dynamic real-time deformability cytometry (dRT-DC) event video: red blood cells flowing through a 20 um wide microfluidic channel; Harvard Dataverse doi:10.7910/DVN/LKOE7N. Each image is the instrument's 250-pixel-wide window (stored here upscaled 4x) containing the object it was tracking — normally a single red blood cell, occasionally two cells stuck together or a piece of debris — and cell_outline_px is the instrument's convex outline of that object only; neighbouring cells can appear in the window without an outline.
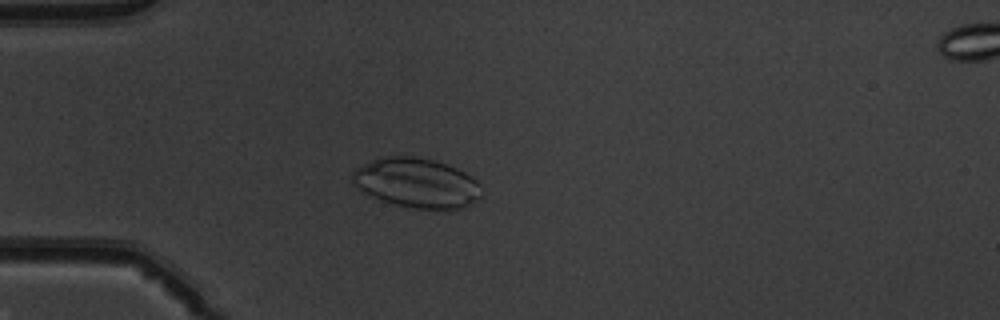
{"species": "common noctule bat (a hibernating species)", "species_latin": "Nyctalus noctula", "temperature_condition": "warm", "stored_images_in_passage": 40, "camera_frame_rate_fps": 3000, "um_per_image_px": 0.085, "animal": {"sex": "male", "body_mass_g": 19.5, "forearm_length_mm": 54.6}, "frame": {"image": 1, "passage_image": 3, "time_ms": 0.667, "image_size_px": [1000, 320], "cell_outline_px": [[480, 196], [476, 200], [460, 208], [448, 212], [416, 208], [396, 204], [380, 200], [364, 192], [352, 184], [352, 172], [356, 168], [372, 160], [384, 156], [412, 156], [432, 160], [456, 168], [472, 176], [480, 184]], "centroid_in_image_um": [35.41, 15.57], "position_along_channel_um": 49.6, "area_um2": 37.45}}
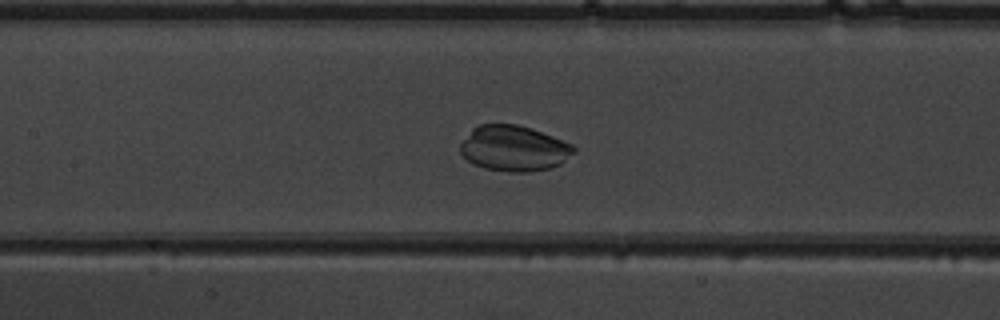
{"frame": {"image": 2, "passage_image": 13, "time_ms": 4.0, "image_size_px": [1000, 320], "cell_outline_px": [[576, 152], [560, 164], [552, 168], [528, 172], [512, 172], [484, 168], [472, 164], [460, 152], [460, 144], [472, 128], [480, 124], [516, 124], [532, 128], [572, 144], [576, 148]], "centroid_in_image_um": [43.69, 12.61], "position_along_channel_um": 163.7, "area_um2": 30.29}}
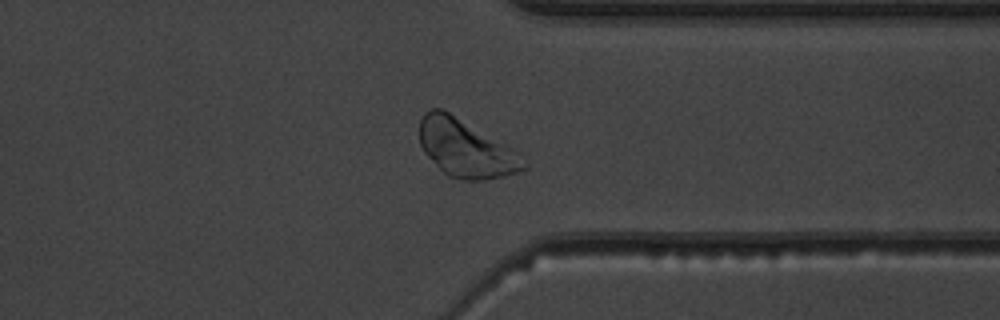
{"frame": {"image": 3, "passage_image": 29, "time_ms": 9.333, "image_size_px": [1000, 320], "cell_outline_px": [[528, 168], [520, 172], [504, 176], [480, 180], [460, 180], [448, 176], [424, 152], [420, 144], [420, 120], [424, 112], [432, 108], [440, 108], [448, 112], [512, 148], [528, 164]], "centroid_in_image_um": [39.59, 12.63], "position_along_channel_um": 371.8, "area_um2": 34.51}}